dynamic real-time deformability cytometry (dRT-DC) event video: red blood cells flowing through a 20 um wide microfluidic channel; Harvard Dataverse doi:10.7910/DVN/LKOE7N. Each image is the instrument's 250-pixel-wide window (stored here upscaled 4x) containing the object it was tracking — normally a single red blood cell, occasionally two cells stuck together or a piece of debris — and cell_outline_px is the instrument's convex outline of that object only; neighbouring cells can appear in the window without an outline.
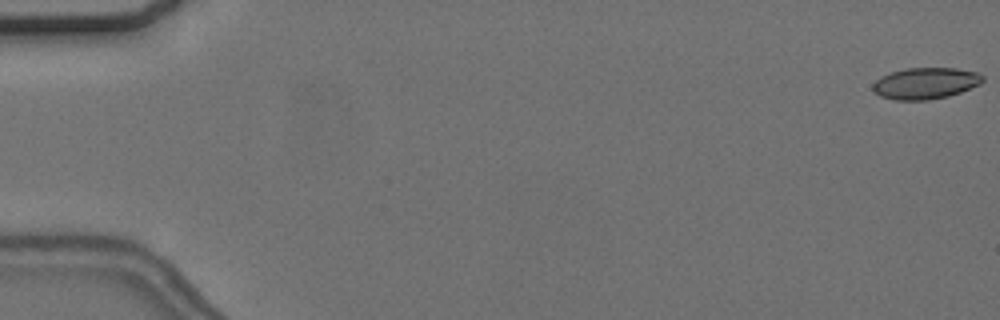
{"species": "common noctule bat (a hibernating species)", "species_latin": "Nyctalus noctula", "temperature_condition": "cold", "stored_images_in_passage": 22, "camera_frame_rate_fps": 3000, "um_per_image_px": 0.085, "animal": {"sex": "female", "body_mass_g": 24.6, "forearm_length_mm": 56.2}, "frame": {"image": 1, "passage_image": 1, "time_ms": 0.0, "image_size_px": [1000, 320], "cell_outline_px": [[984, 80], [980, 84], [960, 92], [948, 96], [928, 100], [896, 100], [880, 96], [872, 92], [872, 84], [880, 76], [892, 72], [908, 68], [956, 68], [976, 72], [984, 76]], "centroid_in_image_um": [78.64, 7.08], "position_along_channel_um": 6.4, "area_um2": 20.17}}
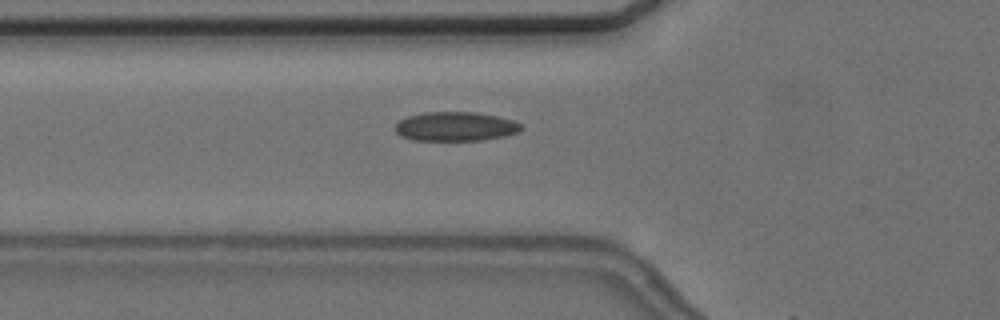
{"frame": {"image": 2, "passage_image": 21, "time_ms": 6.667, "image_size_px": [1000, 320], "cell_outline_px": [[524, 128], [520, 132], [504, 136], [480, 140], [412, 140], [400, 136], [396, 132], [396, 124], [400, 120], [408, 116], [424, 112], [476, 112], [496, 116], [512, 120], [520, 124]], "centroid_in_image_um": [38.72, 10.75], "position_along_channel_um": 87.1, "area_um2": 21.39}}